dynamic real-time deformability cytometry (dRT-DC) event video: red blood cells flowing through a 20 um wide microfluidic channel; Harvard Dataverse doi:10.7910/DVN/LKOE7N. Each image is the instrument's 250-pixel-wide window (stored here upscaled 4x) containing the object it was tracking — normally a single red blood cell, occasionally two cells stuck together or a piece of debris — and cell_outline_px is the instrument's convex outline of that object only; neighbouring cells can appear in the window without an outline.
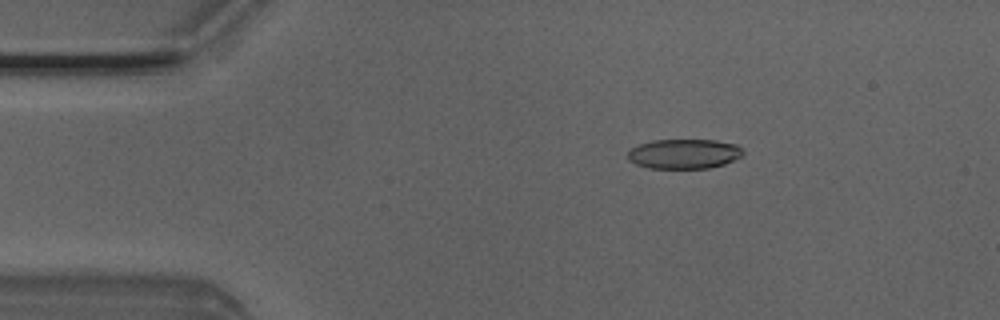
{"species": "Egyptian fruit bat (a non-hibernating species)", "species_latin": "Rousettus aegyptiacus", "temperature_condition": "room temperature", "stored_images_in_passage": 3, "camera_frame_rate_fps": 3000, "um_per_image_px": 0.085, "animal": {"sex": "male"}, "frame": {"image": 1, "passage_image": 2, "time_ms": 0.333, "image_size_px": [1000, 320], "cell_outline_px": [[744, 152], [740, 156], [724, 164], [708, 168], [648, 168], [636, 164], [628, 160], [628, 152], [632, 148], [640, 144], [652, 140], [716, 140], [736, 144]], "centroid_in_image_um": [58.12, 13.07], "position_along_channel_um": 26.9, "area_um2": 19.83}}